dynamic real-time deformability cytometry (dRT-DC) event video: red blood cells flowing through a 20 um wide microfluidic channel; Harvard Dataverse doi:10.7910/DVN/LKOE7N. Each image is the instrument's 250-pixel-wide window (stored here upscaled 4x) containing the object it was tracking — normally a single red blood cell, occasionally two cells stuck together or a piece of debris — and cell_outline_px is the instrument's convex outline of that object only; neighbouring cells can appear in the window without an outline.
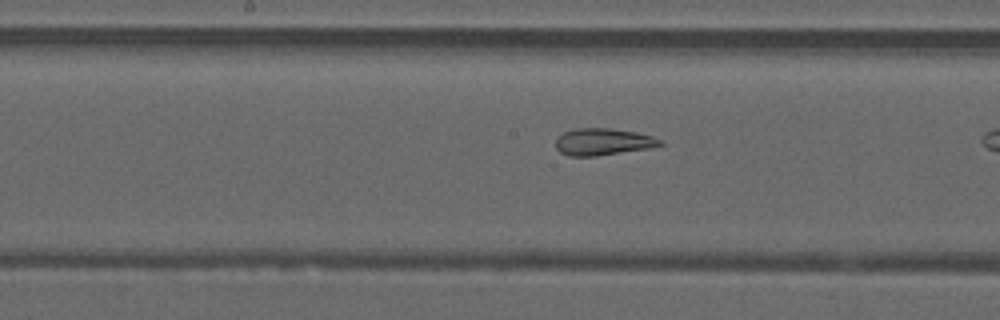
{"species": "common noctule bat (a hibernating species)", "species_latin": "Nyctalus noctula", "temperature_condition": "warm", "stored_images_in_passage": 27, "camera_frame_rate_fps": 3000, "um_per_image_px": 0.085, "animal": {"sex": "male", "forearm_length_mm": 52.5}, "frame": {"image": 1, "passage_image": 23, "time_ms": 7.333, "image_size_px": [1000, 320], "cell_outline_px": [[664, 144], [648, 148], [596, 156], [568, 156], [560, 152], [556, 148], [556, 140], [564, 132], [576, 128], [608, 128], [636, 132], [652, 136], [664, 140]], "centroid_in_image_um": [51.26, 12.05], "position_along_channel_um": 196.9, "area_um2": 16.3}}